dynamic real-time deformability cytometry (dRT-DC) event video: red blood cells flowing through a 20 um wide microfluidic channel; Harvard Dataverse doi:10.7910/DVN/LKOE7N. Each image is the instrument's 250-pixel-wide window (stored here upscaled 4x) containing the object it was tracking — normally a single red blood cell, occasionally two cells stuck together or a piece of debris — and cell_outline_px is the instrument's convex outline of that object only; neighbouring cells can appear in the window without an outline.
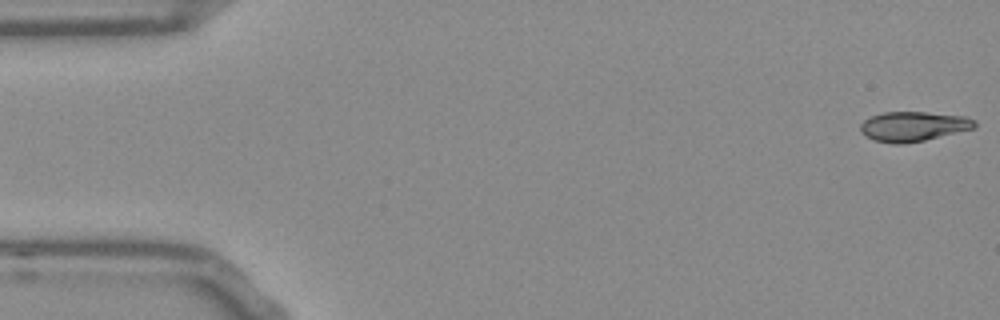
{"species": "Egyptian fruit bat (a non-hibernating species)", "species_latin": "Rousettus aegyptiacus", "temperature_condition": "room temperature", "stored_images_in_passage": 53, "camera_frame_rate_fps": 3000, "um_per_image_px": 0.085, "frame": {"image": 1, "passage_image": 1, "time_ms": 0.0, "image_size_px": [1000, 320], "cell_outline_px": [[976, 128], [924, 140], [900, 144], [892, 144], [872, 140], [860, 132], [860, 124], [864, 120], [872, 116], [884, 112], [924, 112], [964, 116], [976, 120]], "centroid_in_image_um": [77.62, 10.75], "position_along_channel_um": 7.4, "area_um2": 19.83}}
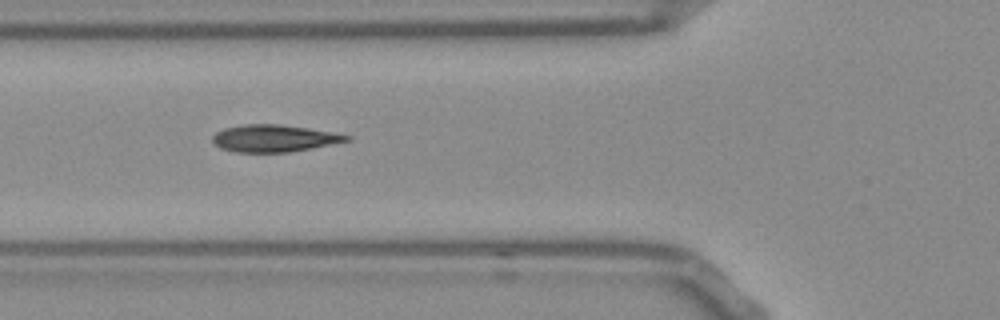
{"frame": {"image": 2, "passage_image": 19, "time_ms": 6.0, "image_size_px": [1000, 320], "cell_outline_px": [[352, 136], [348, 140], [312, 148], [288, 152], [236, 152], [220, 148], [212, 140], [212, 136], [216, 132], [224, 128], [240, 124], [280, 124]], "centroid_in_image_um": [23.2, 11.75], "position_along_channel_um": 102.6, "area_um2": 20.81}}
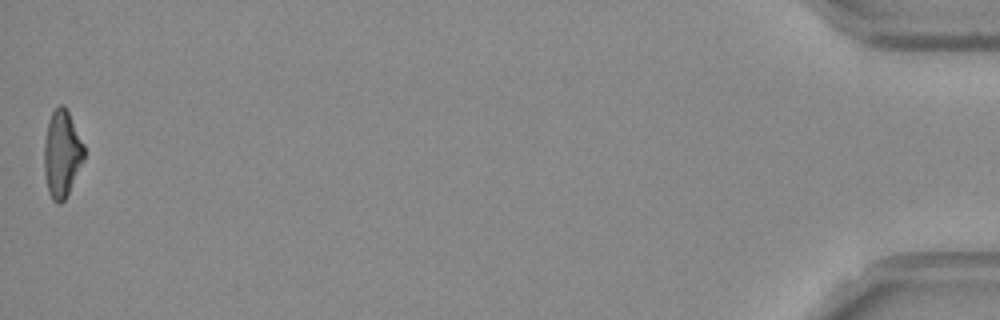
{"frame": {"image": 3, "passage_image": 53, "time_ms": 17.333, "image_size_px": [1000, 320], "cell_outline_px": [[84, 160], [64, 200], [60, 204], [56, 204], [52, 200], [48, 192], [44, 176], [44, 140], [48, 120], [52, 112], [60, 104], [64, 104], [68, 108], [84, 144]], "centroid_in_image_um": [5.25, 13.04], "position_along_channel_um": 429.9, "area_um2": 20.58}, "authors_computed_cell_mechanics": {"area_um2": 20.4612, "velocity_mm_per_s": 3.7823, "shape_relaxation_time_tau1_ms": 9.1358, "shape_relaxation_time_tau2_ms": 1.4806, "deformation_change_tau1": 0.2456, "deformation_change_tau2": 0.0629}}